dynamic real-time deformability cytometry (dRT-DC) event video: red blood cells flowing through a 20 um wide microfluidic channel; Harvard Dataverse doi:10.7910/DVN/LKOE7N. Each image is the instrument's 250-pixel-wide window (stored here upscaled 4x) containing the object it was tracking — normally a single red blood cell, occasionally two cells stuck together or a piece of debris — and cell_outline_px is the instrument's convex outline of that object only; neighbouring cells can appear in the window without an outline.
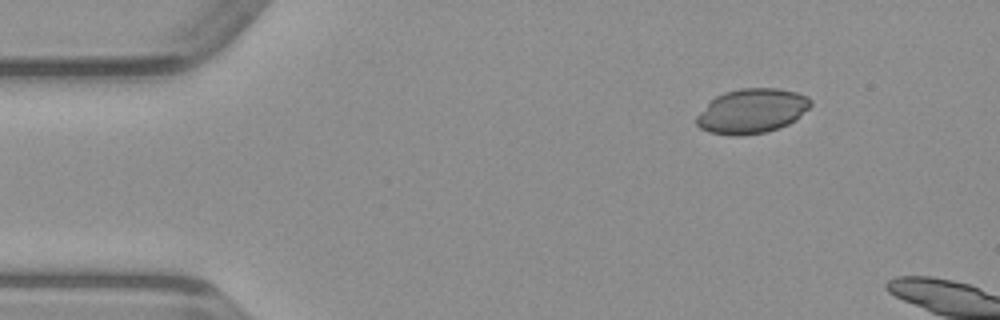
{"species": "common noctule bat (a hibernating species)", "species_latin": "Nyctalus noctula", "temperature_condition": "warm", "stored_images_in_passage": 4, "camera_frame_rate_fps": 3000, "um_per_image_px": 0.085, "animal": {"sex": "male", "body_mass_g": 23.1, "forearm_length_mm": 52.7}, "frame": {"image": 1, "passage_image": 1, "time_ms": 0.0, "image_size_px": [1000, 320], "cell_outline_px": [[812, 104], [808, 108], [788, 124], [764, 132], [740, 136], [732, 136], [708, 132], [700, 128], [696, 124], [696, 116], [716, 96], [724, 92], [740, 88], [776, 88], [796, 92], [808, 96], [812, 100]], "centroid_in_image_um": [63.88, 9.43], "position_along_channel_um": 21.1, "area_um2": 29.48}}